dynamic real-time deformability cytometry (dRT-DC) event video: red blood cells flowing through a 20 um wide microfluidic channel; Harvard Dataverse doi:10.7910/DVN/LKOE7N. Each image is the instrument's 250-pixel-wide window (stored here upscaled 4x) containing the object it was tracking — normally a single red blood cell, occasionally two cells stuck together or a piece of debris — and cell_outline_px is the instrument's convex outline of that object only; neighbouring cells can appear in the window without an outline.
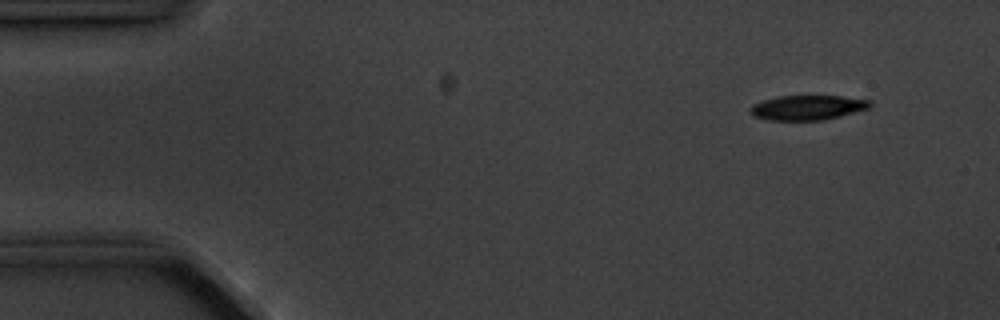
{"species": "common noctule bat (a hibernating species)", "species_latin": "Nyctalus noctula", "temperature_condition": "cold", "stored_images_in_passage": 5, "camera_frame_rate_fps": 3000, "um_per_image_px": 0.085, "animal": {"sex": "male", "body_mass_g": 20.1, "forearm_length_mm": 53.5}, "frame": {"image": 1, "passage_image": 2, "time_ms": 1.0, "image_size_px": [1000, 320], "cell_outline_px": [[872, 104], [868, 108], [840, 116], [824, 120], [768, 120], [756, 116], [748, 108], [752, 104], [760, 100], [780, 96], [840, 96], [872, 100]], "centroid_in_image_um": [68.63, 9.13], "position_along_channel_um": 16.4, "area_um2": 17.22}}
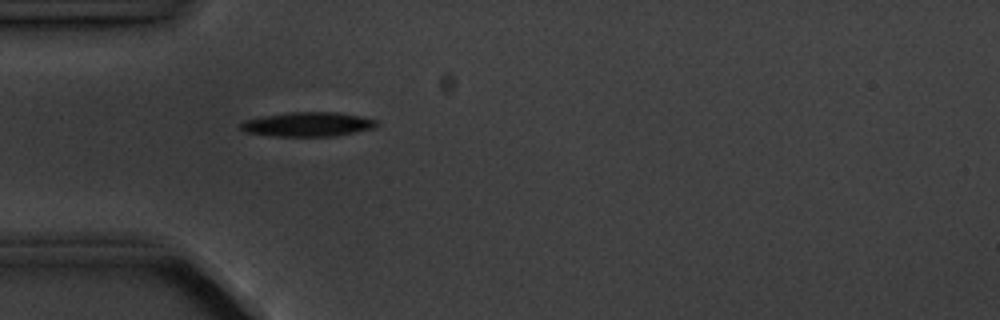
{"frame": {"image": 2, "passage_image": 5, "time_ms": 4.667, "image_size_px": [1000, 320], "cell_outline_px": [[380, 124], [376, 128], [336, 136], [276, 136], [244, 132], [240, 128], [240, 124], [244, 120], [260, 116], [288, 112], [340, 112], [360, 116], [376, 120]], "centroid_in_image_um": [26.18, 10.56], "position_along_channel_um": 58.8, "area_um2": 19.54}}